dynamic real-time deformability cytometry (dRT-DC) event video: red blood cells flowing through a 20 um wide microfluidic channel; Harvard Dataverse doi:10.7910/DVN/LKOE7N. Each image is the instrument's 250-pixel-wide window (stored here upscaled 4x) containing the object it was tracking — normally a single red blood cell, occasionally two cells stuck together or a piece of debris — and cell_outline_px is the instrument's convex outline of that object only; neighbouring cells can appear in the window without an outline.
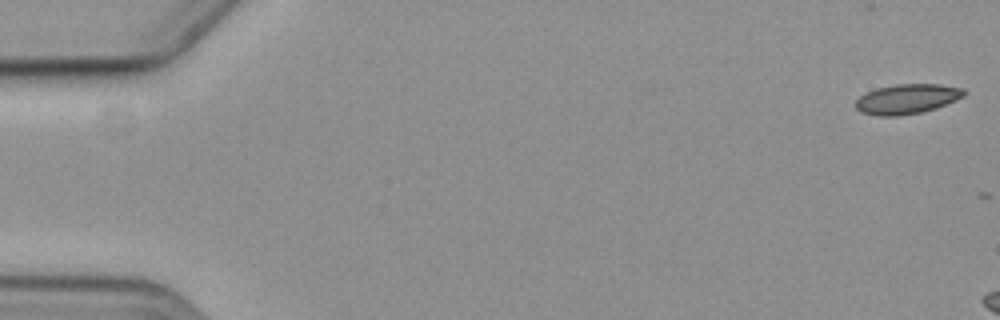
{"species": "common noctule bat (a hibernating species)", "species_latin": "Nyctalus noctula", "temperature_condition": "cold", "stored_images_in_passage": 3, "camera_frame_rate_fps": 3000, "um_per_image_px": 0.085, "animal": {"sex": "female", "body_mass_g": 19.3, "forearm_length_mm": 54.1}, "frame": {"image": 1, "passage_image": 1, "time_ms": 0.0, "image_size_px": [1000, 320], "cell_outline_px": [[968, 92], [964, 96], [956, 100], [936, 108], [920, 112], [896, 116], [880, 116], [860, 112], [856, 108], [856, 100], [860, 96], [876, 88], [896, 84], [940, 84], [964, 88]], "centroid_in_image_um": [77.13, 8.4], "position_along_channel_um": 7.9, "area_um2": 18.84}}